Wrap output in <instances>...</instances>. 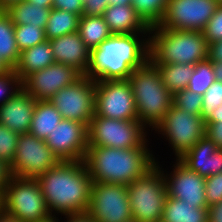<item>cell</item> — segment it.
<instances>
[{
  "mask_svg": "<svg viewBox=\"0 0 222 222\" xmlns=\"http://www.w3.org/2000/svg\"><path fill=\"white\" fill-rule=\"evenodd\" d=\"M112 34L150 33V27L132 5H111L103 14Z\"/></svg>",
  "mask_w": 222,
  "mask_h": 222,
  "instance_id": "21",
  "label": "cell"
},
{
  "mask_svg": "<svg viewBox=\"0 0 222 222\" xmlns=\"http://www.w3.org/2000/svg\"><path fill=\"white\" fill-rule=\"evenodd\" d=\"M96 81L83 75L75 83L60 89L48 101L60 112L62 119L89 126L94 117Z\"/></svg>",
  "mask_w": 222,
  "mask_h": 222,
  "instance_id": "12",
  "label": "cell"
},
{
  "mask_svg": "<svg viewBox=\"0 0 222 222\" xmlns=\"http://www.w3.org/2000/svg\"><path fill=\"white\" fill-rule=\"evenodd\" d=\"M55 63L49 40L20 52L14 72L23 81L28 75Z\"/></svg>",
  "mask_w": 222,
  "mask_h": 222,
  "instance_id": "22",
  "label": "cell"
},
{
  "mask_svg": "<svg viewBox=\"0 0 222 222\" xmlns=\"http://www.w3.org/2000/svg\"><path fill=\"white\" fill-rule=\"evenodd\" d=\"M14 31L15 24L10 15L0 8V59L9 69H14L20 54Z\"/></svg>",
  "mask_w": 222,
  "mask_h": 222,
  "instance_id": "26",
  "label": "cell"
},
{
  "mask_svg": "<svg viewBox=\"0 0 222 222\" xmlns=\"http://www.w3.org/2000/svg\"><path fill=\"white\" fill-rule=\"evenodd\" d=\"M214 81L212 62L209 59H205L195 65L187 89L203 96Z\"/></svg>",
  "mask_w": 222,
  "mask_h": 222,
  "instance_id": "31",
  "label": "cell"
},
{
  "mask_svg": "<svg viewBox=\"0 0 222 222\" xmlns=\"http://www.w3.org/2000/svg\"><path fill=\"white\" fill-rule=\"evenodd\" d=\"M61 120L60 112L48 100H36L29 133L45 141Z\"/></svg>",
  "mask_w": 222,
  "mask_h": 222,
  "instance_id": "24",
  "label": "cell"
},
{
  "mask_svg": "<svg viewBox=\"0 0 222 222\" xmlns=\"http://www.w3.org/2000/svg\"><path fill=\"white\" fill-rule=\"evenodd\" d=\"M109 6L111 5H132V0H108Z\"/></svg>",
  "mask_w": 222,
  "mask_h": 222,
  "instance_id": "50",
  "label": "cell"
},
{
  "mask_svg": "<svg viewBox=\"0 0 222 222\" xmlns=\"http://www.w3.org/2000/svg\"><path fill=\"white\" fill-rule=\"evenodd\" d=\"M78 32L89 49L97 47L112 35L103 16L82 15L79 19Z\"/></svg>",
  "mask_w": 222,
  "mask_h": 222,
  "instance_id": "29",
  "label": "cell"
},
{
  "mask_svg": "<svg viewBox=\"0 0 222 222\" xmlns=\"http://www.w3.org/2000/svg\"><path fill=\"white\" fill-rule=\"evenodd\" d=\"M32 4H36V6H45L46 8L52 9V1L53 0H27Z\"/></svg>",
  "mask_w": 222,
  "mask_h": 222,
  "instance_id": "49",
  "label": "cell"
},
{
  "mask_svg": "<svg viewBox=\"0 0 222 222\" xmlns=\"http://www.w3.org/2000/svg\"><path fill=\"white\" fill-rule=\"evenodd\" d=\"M219 121H222V104L205 119V123H217Z\"/></svg>",
  "mask_w": 222,
  "mask_h": 222,
  "instance_id": "46",
  "label": "cell"
},
{
  "mask_svg": "<svg viewBox=\"0 0 222 222\" xmlns=\"http://www.w3.org/2000/svg\"><path fill=\"white\" fill-rule=\"evenodd\" d=\"M45 142L60 161H84L88 148V126L62 119Z\"/></svg>",
  "mask_w": 222,
  "mask_h": 222,
  "instance_id": "16",
  "label": "cell"
},
{
  "mask_svg": "<svg viewBox=\"0 0 222 222\" xmlns=\"http://www.w3.org/2000/svg\"><path fill=\"white\" fill-rule=\"evenodd\" d=\"M15 40L19 51L33 47L46 40L45 30L31 24L15 25Z\"/></svg>",
  "mask_w": 222,
  "mask_h": 222,
  "instance_id": "32",
  "label": "cell"
},
{
  "mask_svg": "<svg viewBox=\"0 0 222 222\" xmlns=\"http://www.w3.org/2000/svg\"><path fill=\"white\" fill-rule=\"evenodd\" d=\"M36 100L23 88L0 105V125L19 135L29 133Z\"/></svg>",
  "mask_w": 222,
  "mask_h": 222,
  "instance_id": "18",
  "label": "cell"
},
{
  "mask_svg": "<svg viewBox=\"0 0 222 222\" xmlns=\"http://www.w3.org/2000/svg\"><path fill=\"white\" fill-rule=\"evenodd\" d=\"M59 162L44 140L24 133L18 137L17 149L9 169L11 176L36 179Z\"/></svg>",
  "mask_w": 222,
  "mask_h": 222,
  "instance_id": "10",
  "label": "cell"
},
{
  "mask_svg": "<svg viewBox=\"0 0 222 222\" xmlns=\"http://www.w3.org/2000/svg\"><path fill=\"white\" fill-rule=\"evenodd\" d=\"M0 222H21L14 214L6 211L4 208L0 210Z\"/></svg>",
  "mask_w": 222,
  "mask_h": 222,
  "instance_id": "47",
  "label": "cell"
},
{
  "mask_svg": "<svg viewBox=\"0 0 222 222\" xmlns=\"http://www.w3.org/2000/svg\"><path fill=\"white\" fill-rule=\"evenodd\" d=\"M127 192L122 184L93 182L87 213L96 222L133 220Z\"/></svg>",
  "mask_w": 222,
  "mask_h": 222,
  "instance_id": "11",
  "label": "cell"
},
{
  "mask_svg": "<svg viewBox=\"0 0 222 222\" xmlns=\"http://www.w3.org/2000/svg\"><path fill=\"white\" fill-rule=\"evenodd\" d=\"M208 59L211 62H222V40L208 45Z\"/></svg>",
  "mask_w": 222,
  "mask_h": 222,
  "instance_id": "42",
  "label": "cell"
},
{
  "mask_svg": "<svg viewBox=\"0 0 222 222\" xmlns=\"http://www.w3.org/2000/svg\"><path fill=\"white\" fill-rule=\"evenodd\" d=\"M162 220L164 222H208V210L193 207L183 200L167 196Z\"/></svg>",
  "mask_w": 222,
  "mask_h": 222,
  "instance_id": "25",
  "label": "cell"
},
{
  "mask_svg": "<svg viewBox=\"0 0 222 222\" xmlns=\"http://www.w3.org/2000/svg\"><path fill=\"white\" fill-rule=\"evenodd\" d=\"M108 0H83V16H103Z\"/></svg>",
  "mask_w": 222,
  "mask_h": 222,
  "instance_id": "39",
  "label": "cell"
},
{
  "mask_svg": "<svg viewBox=\"0 0 222 222\" xmlns=\"http://www.w3.org/2000/svg\"><path fill=\"white\" fill-rule=\"evenodd\" d=\"M55 62L74 67L86 75L91 49L82 40L78 31L49 40Z\"/></svg>",
  "mask_w": 222,
  "mask_h": 222,
  "instance_id": "20",
  "label": "cell"
},
{
  "mask_svg": "<svg viewBox=\"0 0 222 222\" xmlns=\"http://www.w3.org/2000/svg\"><path fill=\"white\" fill-rule=\"evenodd\" d=\"M203 96L187 88L173 95V104L190 114L201 115Z\"/></svg>",
  "mask_w": 222,
  "mask_h": 222,
  "instance_id": "33",
  "label": "cell"
},
{
  "mask_svg": "<svg viewBox=\"0 0 222 222\" xmlns=\"http://www.w3.org/2000/svg\"><path fill=\"white\" fill-rule=\"evenodd\" d=\"M127 188L134 221L154 222L162 220L167 189L163 171L157 164L128 184Z\"/></svg>",
  "mask_w": 222,
  "mask_h": 222,
  "instance_id": "6",
  "label": "cell"
},
{
  "mask_svg": "<svg viewBox=\"0 0 222 222\" xmlns=\"http://www.w3.org/2000/svg\"><path fill=\"white\" fill-rule=\"evenodd\" d=\"M214 78L222 82V62H212Z\"/></svg>",
  "mask_w": 222,
  "mask_h": 222,
  "instance_id": "48",
  "label": "cell"
},
{
  "mask_svg": "<svg viewBox=\"0 0 222 222\" xmlns=\"http://www.w3.org/2000/svg\"><path fill=\"white\" fill-rule=\"evenodd\" d=\"M208 45L222 40V6H219L202 31Z\"/></svg>",
  "mask_w": 222,
  "mask_h": 222,
  "instance_id": "38",
  "label": "cell"
},
{
  "mask_svg": "<svg viewBox=\"0 0 222 222\" xmlns=\"http://www.w3.org/2000/svg\"><path fill=\"white\" fill-rule=\"evenodd\" d=\"M159 156L156 159V164L162 169L167 196H171L178 200H183L193 207L208 208L205 195V178L197 172L191 171L179 159L171 161L170 171L166 165L160 163ZM163 167V168H162ZM169 170V171H167Z\"/></svg>",
  "mask_w": 222,
  "mask_h": 222,
  "instance_id": "14",
  "label": "cell"
},
{
  "mask_svg": "<svg viewBox=\"0 0 222 222\" xmlns=\"http://www.w3.org/2000/svg\"><path fill=\"white\" fill-rule=\"evenodd\" d=\"M128 81L133 91L138 120L153 134L173 105V94L163 84L158 68L150 59L135 69Z\"/></svg>",
  "mask_w": 222,
  "mask_h": 222,
  "instance_id": "4",
  "label": "cell"
},
{
  "mask_svg": "<svg viewBox=\"0 0 222 222\" xmlns=\"http://www.w3.org/2000/svg\"><path fill=\"white\" fill-rule=\"evenodd\" d=\"M208 222H222V201L207 208Z\"/></svg>",
  "mask_w": 222,
  "mask_h": 222,
  "instance_id": "44",
  "label": "cell"
},
{
  "mask_svg": "<svg viewBox=\"0 0 222 222\" xmlns=\"http://www.w3.org/2000/svg\"><path fill=\"white\" fill-rule=\"evenodd\" d=\"M169 0H132V6L149 26L159 25L163 20Z\"/></svg>",
  "mask_w": 222,
  "mask_h": 222,
  "instance_id": "30",
  "label": "cell"
},
{
  "mask_svg": "<svg viewBox=\"0 0 222 222\" xmlns=\"http://www.w3.org/2000/svg\"><path fill=\"white\" fill-rule=\"evenodd\" d=\"M20 89H22V81L13 69L0 74V105L7 102Z\"/></svg>",
  "mask_w": 222,
  "mask_h": 222,
  "instance_id": "35",
  "label": "cell"
},
{
  "mask_svg": "<svg viewBox=\"0 0 222 222\" xmlns=\"http://www.w3.org/2000/svg\"><path fill=\"white\" fill-rule=\"evenodd\" d=\"M36 179L51 215L87 212L93 180L84 161H60Z\"/></svg>",
  "mask_w": 222,
  "mask_h": 222,
  "instance_id": "2",
  "label": "cell"
},
{
  "mask_svg": "<svg viewBox=\"0 0 222 222\" xmlns=\"http://www.w3.org/2000/svg\"><path fill=\"white\" fill-rule=\"evenodd\" d=\"M3 208V192L0 191V210Z\"/></svg>",
  "mask_w": 222,
  "mask_h": 222,
  "instance_id": "54",
  "label": "cell"
},
{
  "mask_svg": "<svg viewBox=\"0 0 222 222\" xmlns=\"http://www.w3.org/2000/svg\"><path fill=\"white\" fill-rule=\"evenodd\" d=\"M221 104L222 82L215 80L203 95L201 117L205 120Z\"/></svg>",
  "mask_w": 222,
  "mask_h": 222,
  "instance_id": "36",
  "label": "cell"
},
{
  "mask_svg": "<svg viewBox=\"0 0 222 222\" xmlns=\"http://www.w3.org/2000/svg\"><path fill=\"white\" fill-rule=\"evenodd\" d=\"M218 7L216 0H169L159 26L202 32Z\"/></svg>",
  "mask_w": 222,
  "mask_h": 222,
  "instance_id": "15",
  "label": "cell"
},
{
  "mask_svg": "<svg viewBox=\"0 0 222 222\" xmlns=\"http://www.w3.org/2000/svg\"><path fill=\"white\" fill-rule=\"evenodd\" d=\"M155 65L162 76L163 84L173 95L187 88L195 68V65L181 63Z\"/></svg>",
  "mask_w": 222,
  "mask_h": 222,
  "instance_id": "27",
  "label": "cell"
},
{
  "mask_svg": "<svg viewBox=\"0 0 222 222\" xmlns=\"http://www.w3.org/2000/svg\"><path fill=\"white\" fill-rule=\"evenodd\" d=\"M12 0H0V8H5L8 4H11Z\"/></svg>",
  "mask_w": 222,
  "mask_h": 222,
  "instance_id": "53",
  "label": "cell"
},
{
  "mask_svg": "<svg viewBox=\"0 0 222 222\" xmlns=\"http://www.w3.org/2000/svg\"><path fill=\"white\" fill-rule=\"evenodd\" d=\"M37 222H61V216L59 219V215L57 217V215H50L49 217H47L46 219L37 221Z\"/></svg>",
  "mask_w": 222,
  "mask_h": 222,
  "instance_id": "51",
  "label": "cell"
},
{
  "mask_svg": "<svg viewBox=\"0 0 222 222\" xmlns=\"http://www.w3.org/2000/svg\"><path fill=\"white\" fill-rule=\"evenodd\" d=\"M19 134L0 125V160L10 166L17 149Z\"/></svg>",
  "mask_w": 222,
  "mask_h": 222,
  "instance_id": "34",
  "label": "cell"
},
{
  "mask_svg": "<svg viewBox=\"0 0 222 222\" xmlns=\"http://www.w3.org/2000/svg\"><path fill=\"white\" fill-rule=\"evenodd\" d=\"M9 70V68L3 63V61L0 59V74L6 72Z\"/></svg>",
  "mask_w": 222,
  "mask_h": 222,
  "instance_id": "52",
  "label": "cell"
},
{
  "mask_svg": "<svg viewBox=\"0 0 222 222\" xmlns=\"http://www.w3.org/2000/svg\"><path fill=\"white\" fill-rule=\"evenodd\" d=\"M179 160L191 171L207 178L222 172V149L206 135L182 155Z\"/></svg>",
  "mask_w": 222,
  "mask_h": 222,
  "instance_id": "19",
  "label": "cell"
},
{
  "mask_svg": "<svg viewBox=\"0 0 222 222\" xmlns=\"http://www.w3.org/2000/svg\"><path fill=\"white\" fill-rule=\"evenodd\" d=\"M149 136L151 132L139 120H117L94 116L88 126V146L138 148Z\"/></svg>",
  "mask_w": 222,
  "mask_h": 222,
  "instance_id": "8",
  "label": "cell"
},
{
  "mask_svg": "<svg viewBox=\"0 0 222 222\" xmlns=\"http://www.w3.org/2000/svg\"><path fill=\"white\" fill-rule=\"evenodd\" d=\"M3 208L21 222H37L51 215L34 178L11 176L3 192Z\"/></svg>",
  "mask_w": 222,
  "mask_h": 222,
  "instance_id": "9",
  "label": "cell"
},
{
  "mask_svg": "<svg viewBox=\"0 0 222 222\" xmlns=\"http://www.w3.org/2000/svg\"><path fill=\"white\" fill-rule=\"evenodd\" d=\"M205 195L208 207L222 201V172L205 178Z\"/></svg>",
  "mask_w": 222,
  "mask_h": 222,
  "instance_id": "37",
  "label": "cell"
},
{
  "mask_svg": "<svg viewBox=\"0 0 222 222\" xmlns=\"http://www.w3.org/2000/svg\"><path fill=\"white\" fill-rule=\"evenodd\" d=\"M82 76L74 67L55 62L28 75L22 81V88L35 100H49L60 89L72 85Z\"/></svg>",
  "mask_w": 222,
  "mask_h": 222,
  "instance_id": "17",
  "label": "cell"
},
{
  "mask_svg": "<svg viewBox=\"0 0 222 222\" xmlns=\"http://www.w3.org/2000/svg\"><path fill=\"white\" fill-rule=\"evenodd\" d=\"M219 6H222V0H216Z\"/></svg>",
  "mask_w": 222,
  "mask_h": 222,
  "instance_id": "55",
  "label": "cell"
},
{
  "mask_svg": "<svg viewBox=\"0 0 222 222\" xmlns=\"http://www.w3.org/2000/svg\"><path fill=\"white\" fill-rule=\"evenodd\" d=\"M149 140L152 141L149 137L140 147L129 149L88 146L84 163L93 182L128 186L144 175L159 156Z\"/></svg>",
  "mask_w": 222,
  "mask_h": 222,
  "instance_id": "3",
  "label": "cell"
},
{
  "mask_svg": "<svg viewBox=\"0 0 222 222\" xmlns=\"http://www.w3.org/2000/svg\"><path fill=\"white\" fill-rule=\"evenodd\" d=\"M11 177L9 165L0 160V191L4 192L6 185Z\"/></svg>",
  "mask_w": 222,
  "mask_h": 222,
  "instance_id": "45",
  "label": "cell"
},
{
  "mask_svg": "<svg viewBox=\"0 0 222 222\" xmlns=\"http://www.w3.org/2000/svg\"><path fill=\"white\" fill-rule=\"evenodd\" d=\"M94 116L138 120L133 91L128 79L96 81Z\"/></svg>",
  "mask_w": 222,
  "mask_h": 222,
  "instance_id": "13",
  "label": "cell"
},
{
  "mask_svg": "<svg viewBox=\"0 0 222 222\" xmlns=\"http://www.w3.org/2000/svg\"><path fill=\"white\" fill-rule=\"evenodd\" d=\"M205 129V120L201 115L190 114L173 104L154 133L168 142V151H172L170 156L173 154L175 157L172 159H179L205 136Z\"/></svg>",
  "mask_w": 222,
  "mask_h": 222,
  "instance_id": "7",
  "label": "cell"
},
{
  "mask_svg": "<svg viewBox=\"0 0 222 222\" xmlns=\"http://www.w3.org/2000/svg\"><path fill=\"white\" fill-rule=\"evenodd\" d=\"M150 33L112 34L91 49L85 76L95 81L127 80L149 60Z\"/></svg>",
  "mask_w": 222,
  "mask_h": 222,
  "instance_id": "1",
  "label": "cell"
},
{
  "mask_svg": "<svg viewBox=\"0 0 222 222\" xmlns=\"http://www.w3.org/2000/svg\"><path fill=\"white\" fill-rule=\"evenodd\" d=\"M79 19L80 16L75 13L52 8L44 29L46 40L78 31Z\"/></svg>",
  "mask_w": 222,
  "mask_h": 222,
  "instance_id": "28",
  "label": "cell"
},
{
  "mask_svg": "<svg viewBox=\"0 0 222 222\" xmlns=\"http://www.w3.org/2000/svg\"><path fill=\"white\" fill-rule=\"evenodd\" d=\"M205 124V135L216 144L217 148L222 149V121Z\"/></svg>",
  "mask_w": 222,
  "mask_h": 222,
  "instance_id": "41",
  "label": "cell"
},
{
  "mask_svg": "<svg viewBox=\"0 0 222 222\" xmlns=\"http://www.w3.org/2000/svg\"><path fill=\"white\" fill-rule=\"evenodd\" d=\"M52 8L75 13L82 16L83 0H53Z\"/></svg>",
  "mask_w": 222,
  "mask_h": 222,
  "instance_id": "40",
  "label": "cell"
},
{
  "mask_svg": "<svg viewBox=\"0 0 222 222\" xmlns=\"http://www.w3.org/2000/svg\"><path fill=\"white\" fill-rule=\"evenodd\" d=\"M63 216V218H62ZM61 222H96L87 212L61 215Z\"/></svg>",
  "mask_w": 222,
  "mask_h": 222,
  "instance_id": "43",
  "label": "cell"
},
{
  "mask_svg": "<svg viewBox=\"0 0 222 222\" xmlns=\"http://www.w3.org/2000/svg\"><path fill=\"white\" fill-rule=\"evenodd\" d=\"M4 10L15 25L31 24L45 29L51 8L36 6L27 0H22L8 4Z\"/></svg>",
  "mask_w": 222,
  "mask_h": 222,
  "instance_id": "23",
  "label": "cell"
},
{
  "mask_svg": "<svg viewBox=\"0 0 222 222\" xmlns=\"http://www.w3.org/2000/svg\"><path fill=\"white\" fill-rule=\"evenodd\" d=\"M149 59L154 64H189L208 59V43L201 31L150 27Z\"/></svg>",
  "mask_w": 222,
  "mask_h": 222,
  "instance_id": "5",
  "label": "cell"
}]
</instances>
